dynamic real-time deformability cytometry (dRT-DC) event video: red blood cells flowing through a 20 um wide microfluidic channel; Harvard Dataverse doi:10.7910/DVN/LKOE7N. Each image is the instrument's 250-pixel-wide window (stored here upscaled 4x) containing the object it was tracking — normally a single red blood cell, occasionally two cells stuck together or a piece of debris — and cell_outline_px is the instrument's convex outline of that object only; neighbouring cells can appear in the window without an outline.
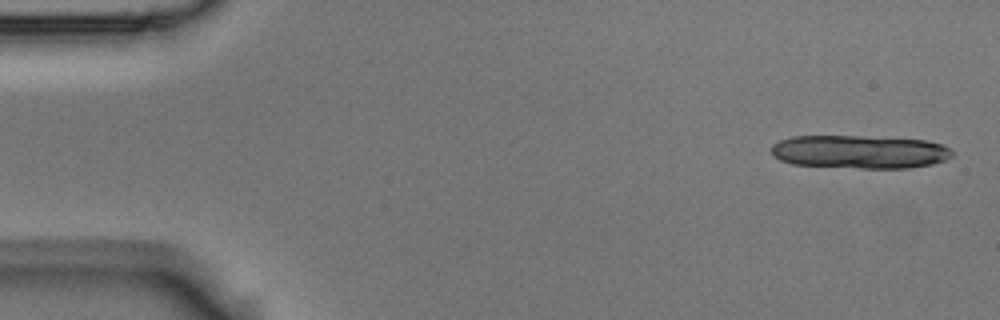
{"species": "Egyptian fruit bat (a non-hibernating species)", "species_latin": "Rousettus aegyptiacus", "temperature_condition": "room temperature", "stored_images_in_passage": 5, "camera_frame_rate_fps": 3000, "um_per_image_px": 0.085, "animal": {"sex": "male"}, "frame": {"image": 1, "passage_image": 1, "time_ms": 0.0, "image_size_px": [1000, 320], "cell_outline_px": [[952, 156], [944, 160], [932, 164], [908, 168], [860, 168], [792, 164], [780, 160], [772, 156], [768, 148], [772, 144], [780, 140], [792, 136], [864, 136], [928, 140], [944, 144], [952, 152]], "centroid_in_image_um": [73.03, 12.9], "position_along_channel_um": 12.0, "area_um2": 35.43}}